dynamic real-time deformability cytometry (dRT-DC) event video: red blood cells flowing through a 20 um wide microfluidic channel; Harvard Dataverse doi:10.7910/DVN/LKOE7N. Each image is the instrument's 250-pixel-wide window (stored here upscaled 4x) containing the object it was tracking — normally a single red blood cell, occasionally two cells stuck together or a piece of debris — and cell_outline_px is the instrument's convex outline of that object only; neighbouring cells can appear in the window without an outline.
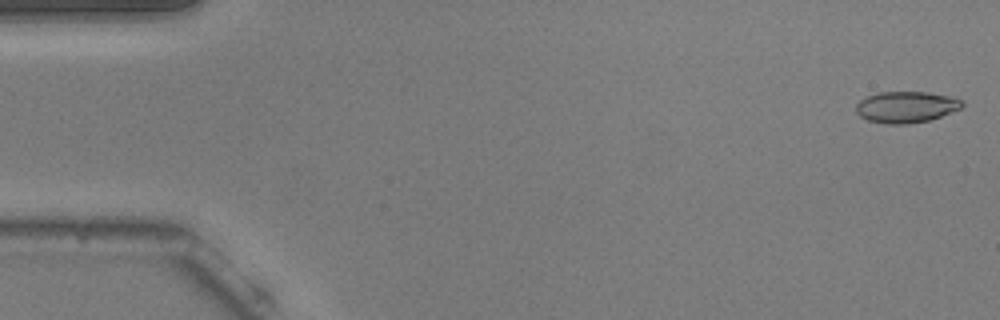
{"species": "common noctule bat (a hibernating species)", "species_latin": "Nyctalus noctula", "temperature_condition": "warm", "stored_images_in_passage": 19, "camera_frame_rate_fps": 3000, "um_per_image_px": 0.085, "animal": {"sex": "male", "body_mass_g": 20.5, "forearm_length_mm": 52.5}, "frame": {"image": 1, "passage_image": 1, "time_ms": 0.0, "image_size_px": [1000, 320], "cell_outline_px": [[964, 104], [960, 108], [940, 116], [928, 120], [908, 124], [884, 124], [868, 120], [860, 116], [856, 112], [856, 104], [860, 100], [868, 96], [880, 92], [928, 92], [948, 96], [960, 100]], "centroid_in_image_um": [76.97, 9.1], "position_along_channel_um": 8.0, "area_um2": 19.13}}
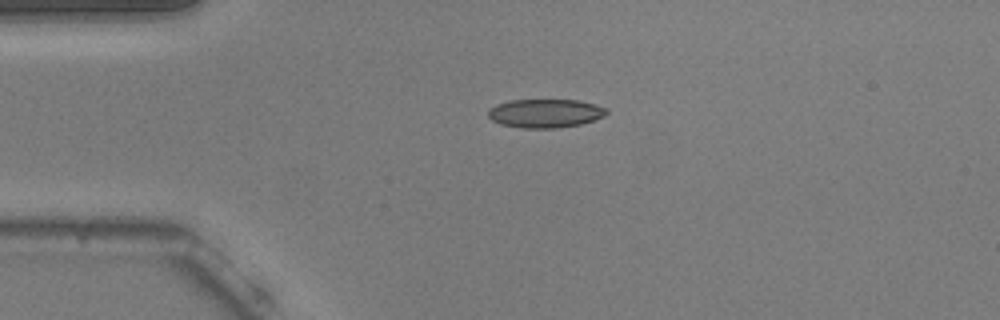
{"frame": {"image": 2, "passage_image": 12, "time_ms": 3.667, "image_size_px": [1000, 320], "cell_outline_px": [[608, 112], [604, 116], [580, 124], [556, 128], [520, 128], [500, 124], [492, 120], [488, 116], [488, 108], [496, 104], [512, 100], [576, 100], [608, 108]], "centroid_in_image_um": [46.3, 9.63], "position_along_channel_um": 38.7, "area_um2": 19.71}}
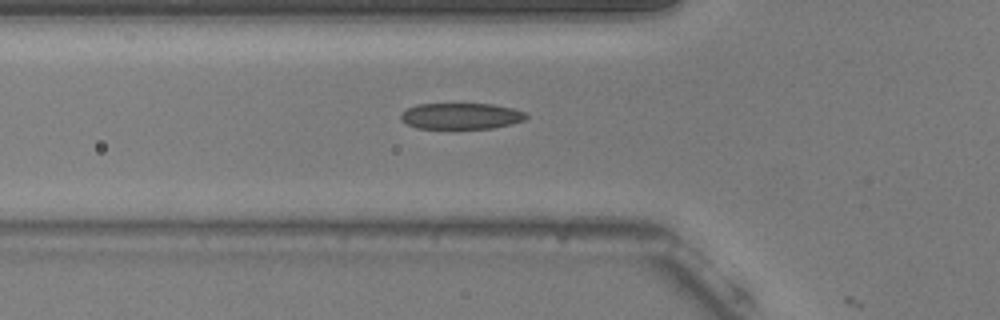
{"frame": {"image": 3, "passage_image": 18, "time_ms": 5.667, "image_size_px": [1000, 320], "cell_outline_px": [[528, 116], [524, 120], [512, 124], [492, 128], [416, 128], [400, 120], [400, 112], [416, 104], [492, 104], [512, 108], [524, 112]], "centroid_in_image_um": [39.16, 9.86], "position_along_channel_um": 86.6, "area_um2": 19.07}}